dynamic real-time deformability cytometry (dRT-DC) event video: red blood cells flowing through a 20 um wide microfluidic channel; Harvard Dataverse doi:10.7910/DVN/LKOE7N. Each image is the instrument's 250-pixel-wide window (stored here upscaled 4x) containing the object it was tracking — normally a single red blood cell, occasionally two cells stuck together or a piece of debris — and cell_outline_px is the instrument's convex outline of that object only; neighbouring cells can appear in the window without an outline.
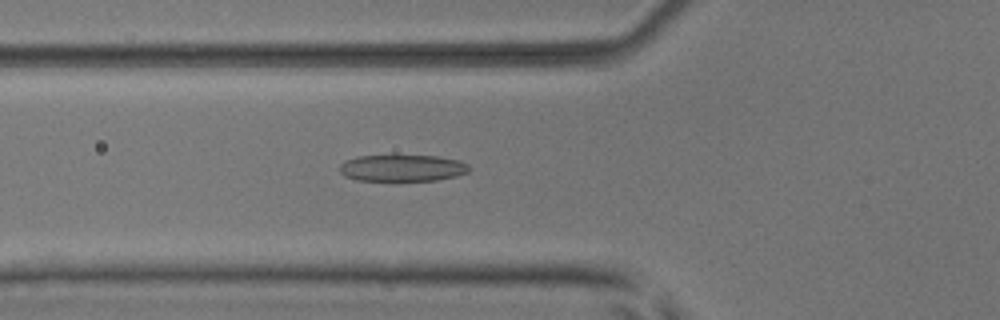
{"species": "common noctule bat (a hibernating species)", "species_latin": "Nyctalus noctula", "temperature_condition": "room temperature", "stored_images_in_passage": 32, "camera_frame_rate_fps": 3000, "um_per_image_px": 0.085, "animal": {"sex": "male", "body_mass_g": 17.9, "forearm_length_mm": 54.2}, "frame": {"image": 1, "passage_image": 3, "time_ms": 0.667, "image_size_px": [1000, 320], "cell_outline_px": [[468, 172], [456, 176], [436, 180], [356, 180], [344, 176], [340, 172], [340, 164], [344, 160], [356, 156], [392, 152], [436, 156], [460, 160], [468, 164]], "centroid_in_image_um": [34.14, 14.21], "position_along_channel_um": 91.7, "area_um2": 21.15}}
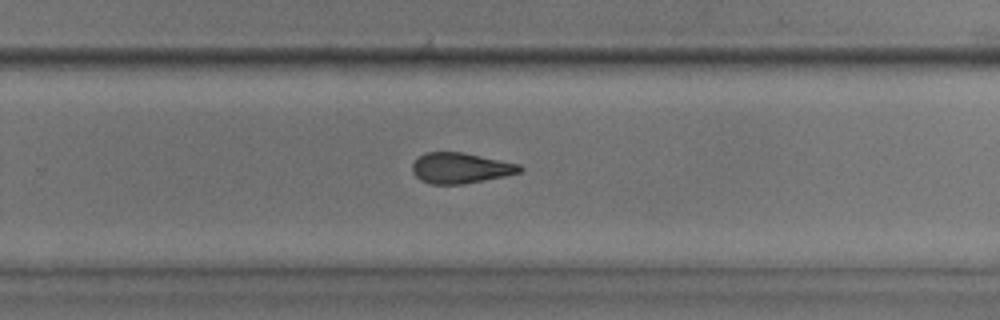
{"frame": {"image": 2, "passage_image": 18, "time_ms": 5.667, "image_size_px": [1000, 320], "cell_outline_px": [[524, 168], [520, 172], [504, 176], [484, 180], [460, 184], [432, 184], [420, 180], [412, 172], [412, 164], [424, 152], [464, 152], [520, 164]], "centroid_in_image_um": [39.14, 14.27], "position_along_channel_um": 290.7, "area_um2": 19.13}}
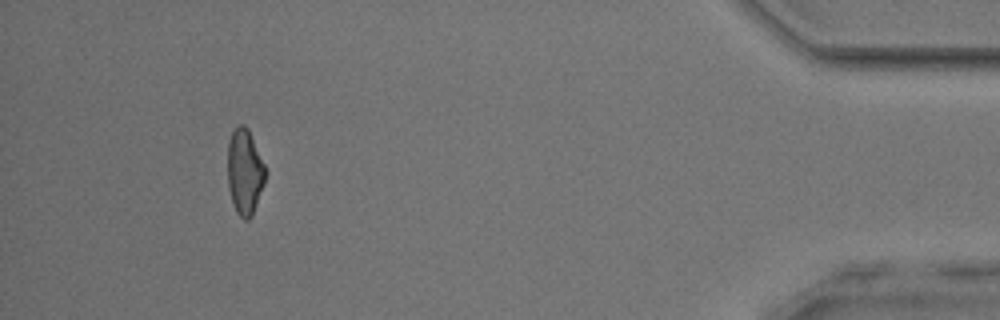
{"frame": {"image": 3, "passage_image": 32, "time_ms": 10.333, "image_size_px": [1000, 320], "cell_outline_px": [[268, 172], [264, 184], [252, 216], [248, 220], [244, 220], [236, 212], [228, 188], [228, 140], [232, 132], [240, 124], [244, 124], [248, 128]], "centroid_in_image_um": [20.81, 14.61], "position_along_channel_um": 414.4, "area_um2": 18.96}, "authors_computed_cell_mechanics": {"area_um2": 19.6231, "velocity_mm_per_s": 3.9901, "shape_relaxation_time_tau1_ms": 4.2248, "shape_relaxation_time_tau2_ms": 2.9602, "deformation_change_tau1": 0.1435, "deformation_change_tau2": 0.12}}